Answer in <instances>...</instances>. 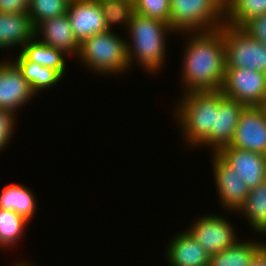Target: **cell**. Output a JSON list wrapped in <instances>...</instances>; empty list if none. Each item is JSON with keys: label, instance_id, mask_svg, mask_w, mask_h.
I'll return each mask as SVG.
<instances>
[{"label": "cell", "instance_id": "cb8c5ba5", "mask_svg": "<svg viewBox=\"0 0 266 266\" xmlns=\"http://www.w3.org/2000/svg\"><path fill=\"white\" fill-rule=\"evenodd\" d=\"M29 223L14 211L0 209V248L4 251L17 246L25 236Z\"/></svg>", "mask_w": 266, "mask_h": 266}, {"label": "cell", "instance_id": "4fadbf2b", "mask_svg": "<svg viewBox=\"0 0 266 266\" xmlns=\"http://www.w3.org/2000/svg\"><path fill=\"white\" fill-rule=\"evenodd\" d=\"M66 14L80 44L88 37L108 30L98 0H71Z\"/></svg>", "mask_w": 266, "mask_h": 266}, {"label": "cell", "instance_id": "5bb4252c", "mask_svg": "<svg viewBox=\"0 0 266 266\" xmlns=\"http://www.w3.org/2000/svg\"><path fill=\"white\" fill-rule=\"evenodd\" d=\"M34 37L50 47L61 50L70 59L78 57L80 43L77 41L67 14L44 20L35 27Z\"/></svg>", "mask_w": 266, "mask_h": 266}, {"label": "cell", "instance_id": "277c9868", "mask_svg": "<svg viewBox=\"0 0 266 266\" xmlns=\"http://www.w3.org/2000/svg\"><path fill=\"white\" fill-rule=\"evenodd\" d=\"M125 35L122 37L116 31L107 30L88 37L80 44L76 58L83 67L99 76H121L130 71L127 59Z\"/></svg>", "mask_w": 266, "mask_h": 266}, {"label": "cell", "instance_id": "7402d4cb", "mask_svg": "<svg viewBox=\"0 0 266 266\" xmlns=\"http://www.w3.org/2000/svg\"><path fill=\"white\" fill-rule=\"evenodd\" d=\"M20 52L30 61L39 64L43 67H50L57 70L62 76H65L68 68L67 58L61 50L40 42L36 37H33L25 44Z\"/></svg>", "mask_w": 266, "mask_h": 266}, {"label": "cell", "instance_id": "52a82bcc", "mask_svg": "<svg viewBox=\"0 0 266 266\" xmlns=\"http://www.w3.org/2000/svg\"><path fill=\"white\" fill-rule=\"evenodd\" d=\"M234 227L237 228L232 225L228 216L211 212L196 217L185 230L209 255H212L232 247L240 240Z\"/></svg>", "mask_w": 266, "mask_h": 266}, {"label": "cell", "instance_id": "f1b7e54d", "mask_svg": "<svg viewBox=\"0 0 266 266\" xmlns=\"http://www.w3.org/2000/svg\"><path fill=\"white\" fill-rule=\"evenodd\" d=\"M242 29L253 39L266 45V14L249 20Z\"/></svg>", "mask_w": 266, "mask_h": 266}, {"label": "cell", "instance_id": "7a4b0ae2", "mask_svg": "<svg viewBox=\"0 0 266 266\" xmlns=\"http://www.w3.org/2000/svg\"><path fill=\"white\" fill-rule=\"evenodd\" d=\"M181 95V96H180ZM173 111L180 136L190 150L208 147L215 153V120L219 109V90L190 91L180 94ZM192 147V148H191Z\"/></svg>", "mask_w": 266, "mask_h": 266}, {"label": "cell", "instance_id": "4316f807", "mask_svg": "<svg viewBox=\"0 0 266 266\" xmlns=\"http://www.w3.org/2000/svg\"><path fill=\"white\" fill-rule=\"evenodd\" d=\"M135 12L163 21L170 26V0H135Z\"/></svg>", "mask_w": 266, "mask_h": 266}, {"label": "cell", "instance_id": "ffe728a7", "mask_svg": "<svg viewBox=\"0 0 266 266\" xmlns=\"http://www.w3.org/2000/svg\"><path fill=\"white\" fill-rule=\"evenodd\" d=\"M235 215L247 219L250 229L260 237H266V180L250 189L246 202ZM245 216V217H244Z\"/></svg>", "mask_w": 266, "mask_h": 266}, {"label": "cell", "instance_id": "f546056e", "mask_svg": "<svg viewBox=\"0 0 266 266\" xmlns=\"http://www.w3.org/2000/svg\"><path fill=\"white\" fill-rule=\"evenodd\" d=\"M30 0H0V13L28 12Z\"/></svg>", "mask_w": 266, "mask_h": 266}, {"label": "cell", "instance_id": "603a6c76", "mask_svg": "<svg viewBox=\"0 0 266 266\" xmlns=\"http://www.w3.org/2000/svg\"><path fill=\"white\" fill-rule=\"evenodd\" d=\"M266 14V0H225V23L242 28L249 20Z\"/></svg>", "mask_w": 266, "mask_h": 266}, {"label": "cell", "instance_id": "83f0119b", "mask_svg": "<svg viewBox=\"0 0 266 266\" xmlns=\"http://www.w3.org/2000/svg\"><path fill=\"white\" fill-rule=\"evenodd\" d=\"M17 118L15 114L0 109V152L6 150L9 143L12 141L13 134L16 130ZM7 146V147H6Z\"/></svg>", "mask_w": 266, "mask_h": 266}, {"label": "cell", "instance_id": "d4e9b609", "mask_svg": "<svg viewBox=\"0 0 266 266\" xmlns=\"http://www.w3.org/2000/svg\"><path fill=\"white\" fill-rule=\"evenodd\" d=\"M98 2L102 9L108 30L113 31V28L116 30L115 26H118L126 32L135 14L134 3L127 0H98Z\"/></svg>", "mask_w": 266, "mask_h": 266}, {"label": "cell", "instance_id": "2e32d148", "mask_svg": "<svg viewBox=\"0 0 266 266\" xmlns=\"http://www.w3.org/2000/svg\"><path fill=\"white\" fill-rule=\"evenodd\" d=\"M35 28L28 12L0 13V50L21 48L34 37Z\"/></svg>", "mask_w": 266, "mask_h": 266}, {"label": "cell", "instance_id": "e0dca14e", "mask_svg": "<svg viewBox=\"0 0 266 266\" xmlns=\"http://www.w3.org/2000/svg\"><path fill=\"white\" fill-rule=\"evenodd\" d=\"M245 107L219 90V109L215 120V153L232 142L240 114Z\"/></svg>", "mask_w": 266, "mask_h": 266}, {"label": "cell", "instance_id": "836d02e7", "mask_svg": "<svg viewBox=\"0 0 266 266\" xmlns=\"http://www.w3.org/2000/svg\"><path fill=\"white\" fill-rule=\"evenodd\" d=\"M127 1H129V2H132V3H134V2H135V0H127Z\"/></svg>", "mask_w": 266, "mask_h": 266}, {"label": "cell", "instance_id": "5b68a950", "mask_svg": "<svg viewBox=\"0 0 266 266\" xmlns=\"http://www.w3.org/2000/svg\"><path fill=\"white\" fill-rule=\"evenodd\" d=\"M225 24V0H171L170 27L184 32H206Z\"/></svg>", "mask_w": 266, "mask_h": 266}, {"label": "cell", "instance_id": "30bf717a", "mask_svg": "<svg viewBox=\"0 0 266 266\" xmlns=\"http://www.w3.org/2000/svg\"><path fill=\"white\" fill-rule=\"evenodd\" d=\"M37 95L23 78L12 59L0 61V109L7 110L16 116L19 109L27 106ZM33 98V99H32Z\"/></svg>", "mask_w": 266, "mask_h": 266}, {"label": "cell", "instance_id": "4dcf8cb0", "mask_svg": "<svg viewBox=\"0 0 266 266\" xmlns=\"http://www.w3.org/2000/svg\"><path fill=\"white\" fill-rule=\"evenodd\" d=\"M248 266H266V243L256 252Z\"/></svg>", "mask_w": 266, "mask_h": 266}, {"label": "cell", "instance_id": "d6a6232c", "mask_svg": "<svg viewBox=\"0 0 266 266\" xmlns=\"http://www.w3.org/2000/svg\"><path fill=\"white\" fill-rule=\"evenodd\" d=\"M260 107L264 110V112L266 114V99L263 101V103Z\"/></svg>", "mask_w": 266, "mask_h": 266}, {"label": "cell", "instance_id": "ba28073f", "mask_svg": "<svg viewBox=\"0 0 266 266\" xmlns=\"http://www.w3.org/2000/svg\"><path fill=\"white\" fill-rule=\"evenodd\" d=\"M220 90L246 107L261 106L266 99V74L248 68H225Z\"/></svg>", "mask_w": 266, "mask_h": 266}, {"label": "cell", "instance_id": "44dd1931", "mask_svg": "<svg viewBox=\"0 0 266 266\" xmlns=\"http://www.w3.org/2000/svg\"><path fill=\"white\" fill-rule=\"evenodd\" d=\"M256 238L240 239L232 247L210 255L209 266H248L256 252L266 243V240H260V236Z\"/></svg>", "mask_w": 266, "mask_h": 266}, {"label": "cell", "instance_id": "9c48e42d", "mask_svg": "<svg viewBox=\"0 0 266 266\" xmlns=\"http://www.w3.org/2000/svg\"><path fill=\"white\" fill-rule=\"evenodd\" d=\"M212 155V156H211ZM210 159L215 189L220 208L237 213L246 202L250 189L247 188L238 174L230 168L216 153H211Z\"/></svg>", "mask_w": 266, "mask_h": 266}, {"label": "cell", "instance_id": "ac0fdd59", "mask_svg": "<svg viewBox=\"0 0 266 266\" xmlns=\"http://www.w3.org/2000/svg\"><path fill=\"white\" fill-rule=\"evenodd\" d=\"M31 188L20 183L6 184L0 191V209L14 211L32 222L37 206V198ZM37 204V205H36Z\"/></svg>", "mask_w": 266, "mask_h": 266}, {"label": "cell", "instance_id": "6da1fadb", "mask_svg": "<svg viewBox=\"0 0 266 266\" xmlns=\"http://www.w3.org/2000/svg\"><path fill=\"white\" fill-rule=\"evenodd\" d=\"M180 94L190 91L220 90L225 76L223 25L206 32H184Z\"/></svg>", "mask_w": 266, "mask_h": 266}, {"label": "cell", "instance_id": "1f68e13d", "mask_svg": "<svg viewBox=\"0 0 266 266\" xmlns=\"http://www.w3.org/2000/svg\"><path fill=\"white\" fill-rule=\"evenodd\" d=\"M15 262H14V264H12L10 266H36L33 264V262L31 260L28 262L26 260L23 261V259H22L21 261L17 260Z\"/></svg>", "mask_w": 266, "mask_h": 266}, {"label": "cell", "instance_id": "7c38bea8", "mask_svg": "<svg viewBox=\"0 0 266 266\" xmlns=\"http://www.w3.org/2000/svg\"><path fill=\"white\" fill-rule=\"evenodd\" d=\"M238 176L248 189L266 180V155L225 146L216 153Z\"/></svg>", "mask_w": 266, "mask_h": 266}, {"label": "cell", "instance_id": "3957f363", "mask_svg": "<svg viewBox=\"0 0 266 266\" xmlns=\"http://www.w3.org/2000/svg\"><path fill=\"white\" fill-rule=\"evenodd\" d=\"M126 39L130 70L137 64L143 71L158 75L166 66L168 35H177L169 24L135 12L129 24ZM131 42V43H130Z\"/></svg>", "mask_w": 266, "mask_h": 266}, {"label": "cell", "instance_id": "484cf974", "mask_svg": "<svg viewBox=\"0 0 266 266\" xmlns=\"http://www.w3.org/2000/svg\"><path fill=\"white\" fill-rule=\"evenodd\" d=\"M70 0H30L28 15L34 28L44 20L67 13Z\"/></svg>", "mask_w": 266, "mask_h": 266}, {"label": "cell", "instance_id": "9a60e30c", "mask_svg": "<svg viewBox=\"0 0 266 266\" xmlns=\"http://www.w3.org/2000/svg\"><path fill=\"white\" fill-rule=\"evenodd\" d=\"M165 247L169 266H209L210 255L185 229L173 235Z\"/></svg>", "mask_w": 266, "mask_h": 266}, {"label": "cell", "instance_id": "d6986e66", "mask_svg": "<svg viewBox=\"0 0 266 266\" xmlns=\"http://www.w3.org/2000/svg\"><path fill=\"white\" fill-rule=\"evenodd\" d=\"M16 58V59H15ZM12 61L21 71L23 78L29 83L33 92L37 95L52 89L64 77L55 69L43 67L33 61L28 60L20 51Z\"/></svg>", "mask_w": 266, "mask_h": 266}, {"label": "cell", "instance_id": "8fae6325", "mask_svg": "<svg viewBox=\"0 0 266 266\" xmlns=\"http://www.w3.org/2000/svg\"><path fill=\"white\" fill-rule=\"evenodd\" d=\"M229 146L266 155V114L260 106L244 108Z\"/></svg>", "mask_w": 266, "mask_h": 266}, {"label": "cell", "instance_id": "8992f818", "mask_svg": "<svg viewBox=\"0 0 266 266\" xmlns=\"http://www.w3.org/2000/svg\"><path fill=\"white\" fill-rule=\"evenodd\" d=\"M225 68H248L266 74V45L242 28L223 24Z\"/></svg>", "mask_w": 266, "mask_h": 266}]
</instances>
